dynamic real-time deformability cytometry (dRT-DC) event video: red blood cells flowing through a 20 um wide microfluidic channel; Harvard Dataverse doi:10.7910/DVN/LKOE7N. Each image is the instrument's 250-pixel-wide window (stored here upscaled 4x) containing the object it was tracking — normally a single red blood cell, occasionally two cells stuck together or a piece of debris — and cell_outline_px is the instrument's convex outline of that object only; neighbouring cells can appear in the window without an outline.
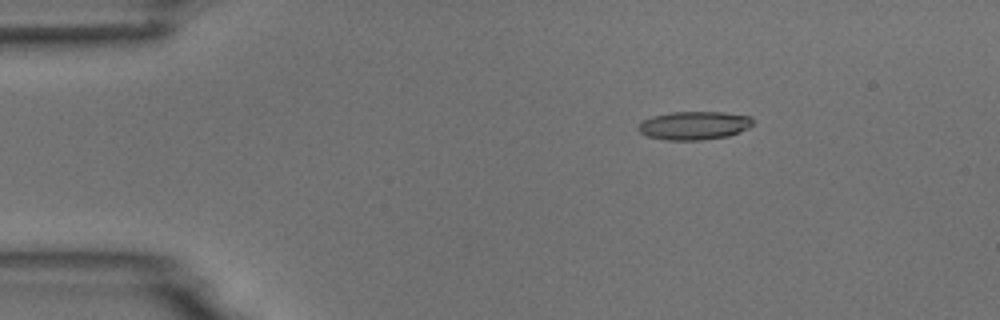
{"species": "common noctule bat (a hibernating species)", "species_latin": "Nyctalus noctula", "temperature_condition": "room temperature", "stored_images_in_passage": 5, "camera_frame_rate_fps": 3000, "um_per_image_px": 0.085, "animal": {"sex": "male", "body_mass_g": 18.8}, "frame": {"image": 1, "passage_image": 3, "time_ms": 2.333, "image_size_px": [1000, 320], "cell_outline_px": [[752, 124], [748, 128], [740, 132], [728, 136], [700, 140], [668, 140], [648, 136], [640, 132], [636, 128], [644, 120], [652, 116], [672, 112], [724, 112], [752, 116]], "centroid_in_image_um": [59.02, 10.66], "position_along_channel_um": 26.0, "area_um2": 18.9}}